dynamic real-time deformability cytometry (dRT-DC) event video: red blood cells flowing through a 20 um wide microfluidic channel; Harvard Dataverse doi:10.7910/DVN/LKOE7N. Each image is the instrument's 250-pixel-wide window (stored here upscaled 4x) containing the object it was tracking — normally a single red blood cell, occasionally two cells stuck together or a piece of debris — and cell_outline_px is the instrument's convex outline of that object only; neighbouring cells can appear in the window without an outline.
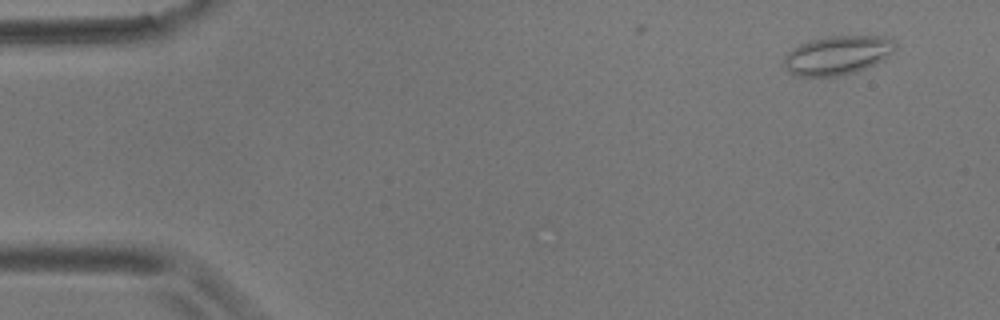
{"species": "common noctule bat (a hibernating species)", "species_latin": "Nyctalus noctula", "temperature_condition": "room temperature", "stored_images_in_passage": 12, "camera_frame_rate_fps": 3000, "um_per_image_px": 0.085, "animal": {"sex": "male", "body_mass_g": 17.9}, "frame": {"image": 1, "passage_image": 1, "time_ms": 0.0, "image_size_px": [1000, 320], "cell_outline_px": [[896, 48], [884, 60], [876, 64], [852, 72], [836, 76], [800, 76], [788, 72], [784, 64], [784, 56], [792, 48], [800, 44], [812, 40], [828, 36], [884, 36], [896, 40]], "centroid_in_image_um": [71.21, 4.68], "position_along_channel_um": 13.8, "area_um2": 25.2}}
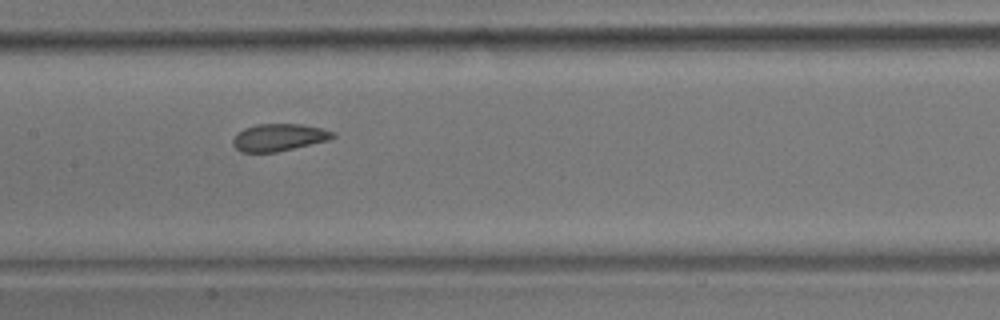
{"frame": {"image": 2, "passage_image": 7, "time_ms": 8.0, "image_size_px": [1000, 320], "cell_outline_px": [[336, 136], [328, 140], [276, 152], [240, 152], [232, 144], [232, 140], [236, 132], [244, 128], [256, 124], [304, 124], [336, 132]], "centroid_in_image_um": [23.68, 11.67], "position_along_channel_um": 183.7, "area_um2": 15.95}}
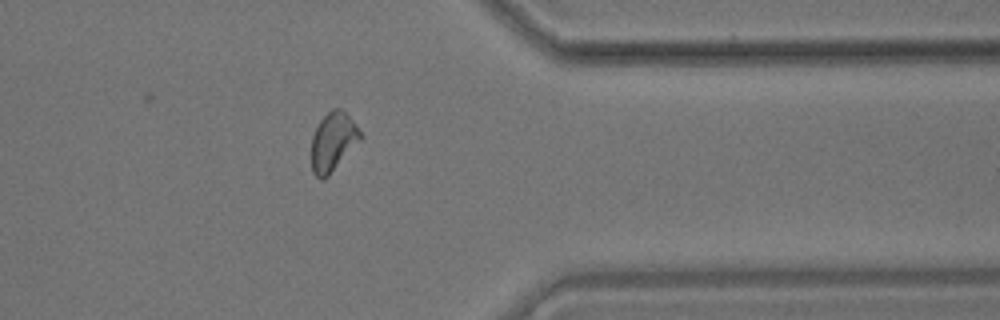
{"frame": {"image": 3, "passage_image": 12, "time_ms": 14.0, "image_size_px": [1000, 320], "cell_outline_px": [[364, 136], [328, 176], [324, 180], [320, 180], [312, 172], [312, 136], [320, 120], [332, 108], [340, 108], [352, 120]], "centroid_in_image_um": [28.3, 12.06], "position_along_channel_um": 383.1, "area_um2": 16.59}, "authors_computed_cell_mechanics": {"area_um2": 16.1551, "velocity_mm_per_s": 3.5236, "shape_relaxation_time_tau1_ms": 3.8032, "shape_relaxation_time_tau2_ms": 1.8915, "deformation_change_tau1": 0.0902, "deformation_change_tau2": 0.0581}}